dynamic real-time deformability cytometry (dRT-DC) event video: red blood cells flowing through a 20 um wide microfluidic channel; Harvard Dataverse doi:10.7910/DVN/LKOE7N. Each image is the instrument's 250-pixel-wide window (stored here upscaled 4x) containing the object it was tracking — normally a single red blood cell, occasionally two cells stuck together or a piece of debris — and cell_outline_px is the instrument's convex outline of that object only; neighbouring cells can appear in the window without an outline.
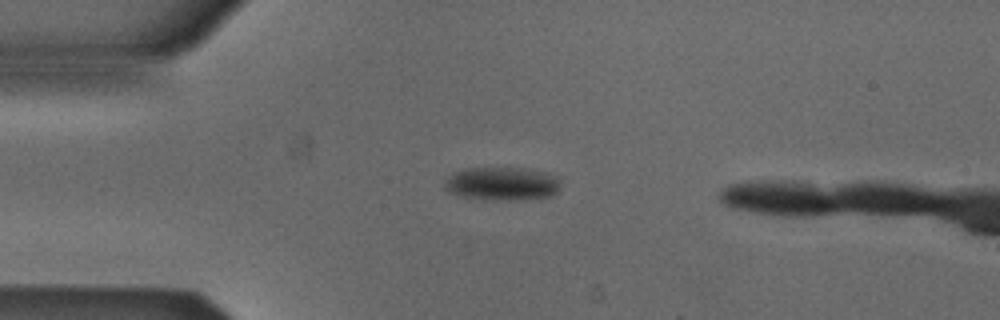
{"species": "Egyptian fruit bat (a non-hibernating species)", "species_latin": "Rousettus aegyptiacus", "temperature_condition": "cold", "stored_images_in_passage": 4, "camera_frame_rate_fps": 3000, "um_per_image_px": 0.085, "animal": {"sex": "male"}, "frame": {"image": 1, "passage_image": 3, "time_ms": 0.667, "image_size_px": [1000, 320], "cell_outline_px": [[560, 188], [552, 196], [524, 200], [460, 196], [448, 192], [444, 188], [444, 180], [452, 172], [464, 168], [524, 168], [544, 172], [556, 176], [560, 180]], "centroid_in_image_um": [42.67, 15.59], "position_along_channel_um": 42.3, "area_um2": 22.48}}